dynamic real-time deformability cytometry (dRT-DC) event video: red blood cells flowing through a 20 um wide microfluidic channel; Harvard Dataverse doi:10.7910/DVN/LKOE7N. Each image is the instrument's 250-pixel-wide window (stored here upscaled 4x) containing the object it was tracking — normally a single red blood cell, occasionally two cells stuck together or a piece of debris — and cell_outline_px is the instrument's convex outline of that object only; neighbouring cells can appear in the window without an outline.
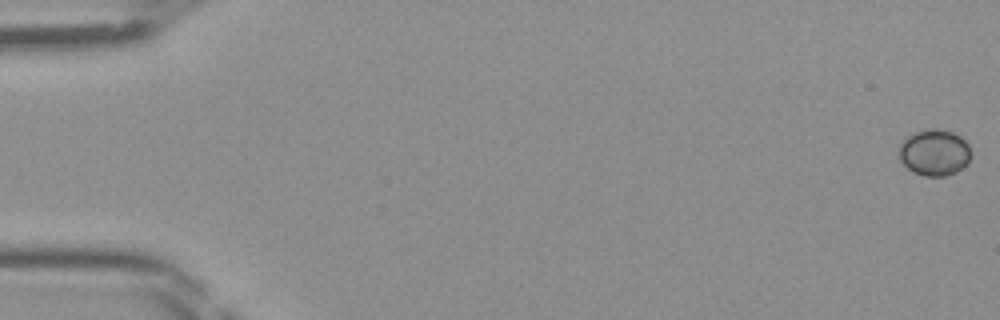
{"species": "Egyptian fruit bat (a non-hibernating species)", "species_latin": "Rousettus aegyptiacus", "temperature_condition": "room temperature", "stored_images_in_passage": 47, "camera_frame_rate_fps": 3000, "um_per_image_px": 0.085, "frame": {"image": 1, "passage_image": 1, "time_ms": 0.0, "image_size_px": [1000, 320], "cell_outline_px": [[972, 156], [968, 164], [964, 168], [948, 176], [924, 176], [912, 172], [900, 160], [896, 152], [900, 144], [912, 132], [924, 128], [936, 128], [952, 132], [960, 136], [968, 144], [972, 152]], "centroid_in_image_um": [79.43, 12.96], "position_along_channel_um": 5.6, "area_um2": 20.06}}
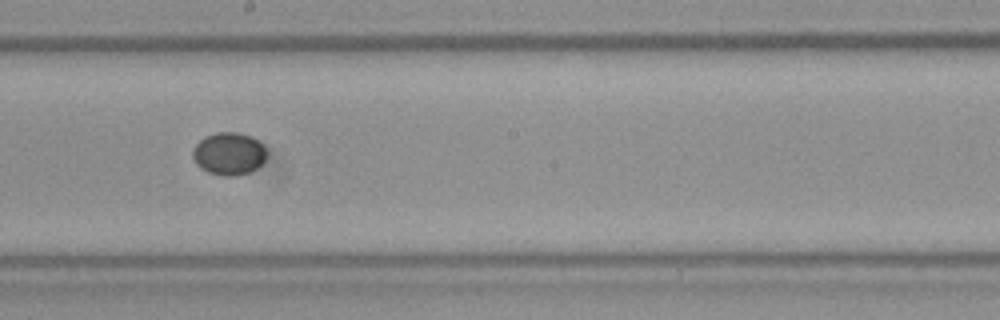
{"frame": {"image": 2, "passage_image": 27, "time_ms": 8.667, "image_size_px": [1000, 320], "cell_outline_px": [[268, 152], [264, 160], [256, 168], [248, 172], [236, 176], [224, 176], [208, 172], [200, 168], [196, 164], [192, 156], [192, 152], [196, 144], [204, 136], [216, 132], [240, 132], [252, 136]], "centroid_in_image_um": [19.43, 13.05], "position_along_channel_um": 228.8, "area_um2": 18.38}}
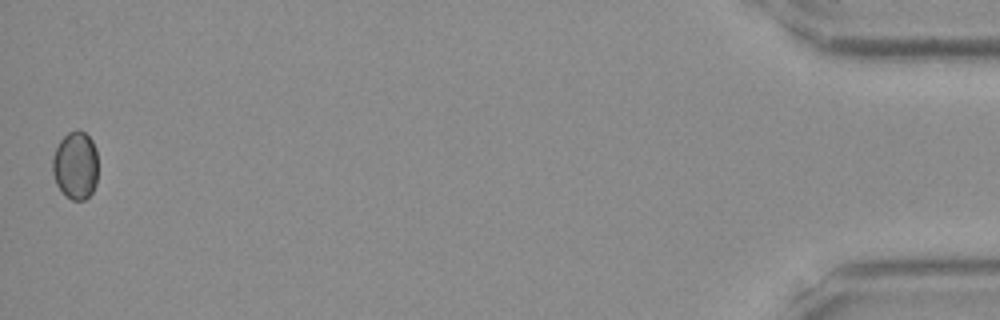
{"frame": {"image": 3, "passage_image": 47, "time_ms": 15.333, "image_size_px": [1000, 320], "cell_outline_px": [[96, 184], [92, 192], [84, 200], [72, 200], [56, 184], [52, 172], [52, 156], [60, 140], [68, 132], [84, 132], [92, 140], [96, 148]], "centroid_in_image_um": [6.4, 14.06], "position_along_channel_um": 428.8, "area_um2": 17.74}}